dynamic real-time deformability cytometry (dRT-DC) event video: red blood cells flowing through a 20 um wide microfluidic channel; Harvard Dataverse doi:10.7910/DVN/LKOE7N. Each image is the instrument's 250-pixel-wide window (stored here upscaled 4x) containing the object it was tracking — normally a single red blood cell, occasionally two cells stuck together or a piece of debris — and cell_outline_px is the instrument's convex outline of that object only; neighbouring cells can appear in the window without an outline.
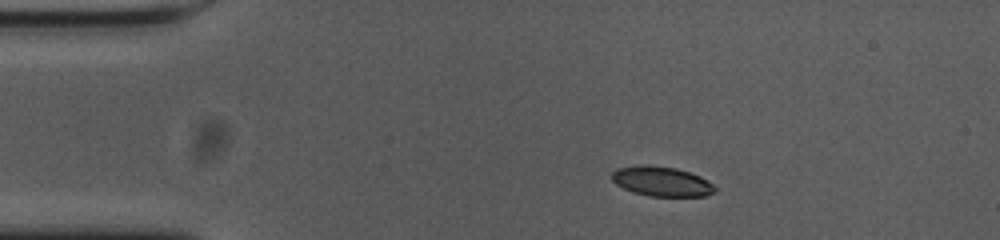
{"species": "common noctule bat (a hibernating species)", "species_latin": "Nyctalus noctula", "temperature_condition": "cold", "stored_images_in_passage": 44, "camera_frame_rate_fps": 3000, "um_per_image_px": 0.085, "animal": {"sex": "female", "body_mass_g": 23.0, "forearm_length_mm": 53.4}, "frame": {"image": 1, "passage_image": 6, "time_ms": 1.667, "image_size_px": [1000, 240], "cell_outline_px": [[716, 188], [708, 196], [648, 196], [632, 192], [616, 184], [612, 180], [612, 172], [616, 168], [676, 168], [700, 176], [708, 180]], "centroid_in_image_um": [56.28, 15.48], "position_along_channel_um": 28.7, "area_um2": 16.99}}
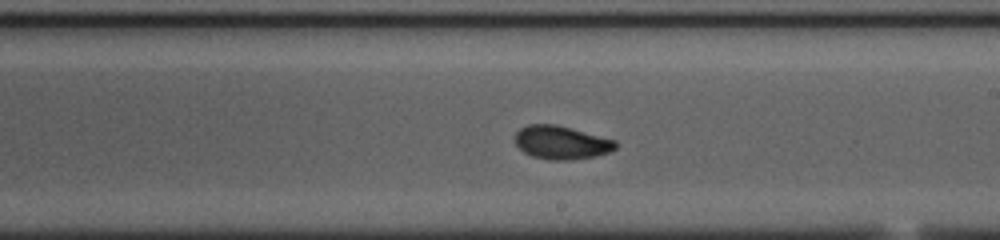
{"frame": {"image": 2, "passage_image": 28, "time_ms": 9.0, "image_size_px": [1000, 240], "cell_outline_px": [[616, 148], [608, 152], [596, 156], [568, 160], [548, 160], [532, 156], [524, 152], [516, 144], [516, 132], [520, 128], [528, 124], [556, 124], [616, 140]], "centroid_in_image_um": [47.71, 12.11], "position_along_channel_um": 241.3, "area_um2": 19.48}}
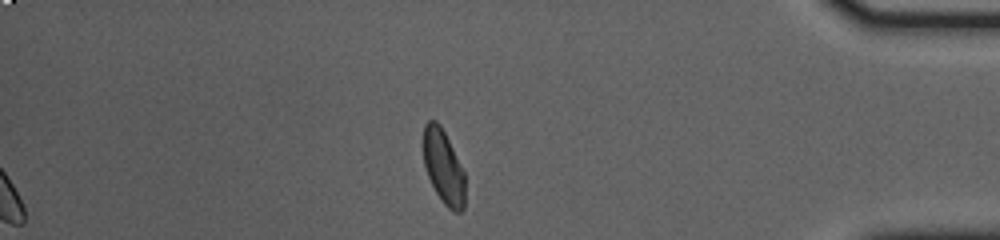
{"frame": {"image": 3, "passage_image": 44, "time_ms": 14.333, "image_size_px": [1000, 240], "cell_outline_px": [[464, 208], [460, 212], [452, 212], [444, 204], [436, 192], [428, 176], [424, 164], [424, 124], [428, 120], [436, 120], [440, 124], [464, 172]], "centroid_in_image_um": [37.69, 14.2], "position_along_channel_um": 397.5, "area_um2": 17.69}, "authors_computed_cell_mechanics": {"area_um2": 18.8139, "velocity_mm_per_s": 3.6397, "shape_relaxation_time_tau1_ms": 5.7234, "shape_relaxation_time_tau2_ms": 2.0073, "deformation_change_tau1": 0.1542, "deformation_change_tau2": 0.0669}}